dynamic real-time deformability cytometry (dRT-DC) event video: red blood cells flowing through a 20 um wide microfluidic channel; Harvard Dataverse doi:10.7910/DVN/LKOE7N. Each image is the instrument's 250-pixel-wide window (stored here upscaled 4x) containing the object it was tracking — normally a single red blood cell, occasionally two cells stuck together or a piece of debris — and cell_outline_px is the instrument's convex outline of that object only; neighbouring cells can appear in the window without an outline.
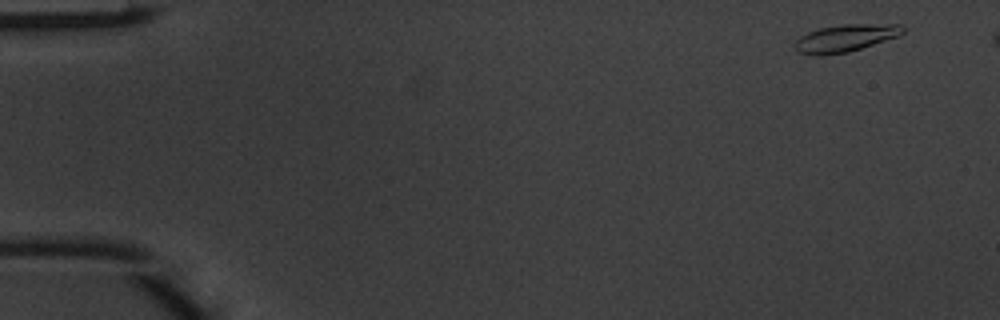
{"species": "common noctule bat (a hibernating species)", "species_latin": "Nyctalus noctula", "temperature_condition": "warm", "stored_images_in_passage": 5, "camera_frame_rate_fps": 3000, "um_per_image_px": 0.085, "animal": {"sex": "male", "body_mass_g": 20.1, "forearm_length_mm": 53.5}, "frame": {"image": 1, "passage_image": 1, "time_ms": 0.0, "image_size_px": [1000, 320], "cell_outline_px": [[904, 32], [896, 36], [848, 52], [820, 56], [816, 56], [800, 52], [792, 44], [800, 36], [808, 32], [820, 28], [844, 24], [900, 24], [904, 28]], "centroid_in_image_um": [71.81, 3.24], "position_along_channel_um": 13.2, "area_um2": 16.94}}